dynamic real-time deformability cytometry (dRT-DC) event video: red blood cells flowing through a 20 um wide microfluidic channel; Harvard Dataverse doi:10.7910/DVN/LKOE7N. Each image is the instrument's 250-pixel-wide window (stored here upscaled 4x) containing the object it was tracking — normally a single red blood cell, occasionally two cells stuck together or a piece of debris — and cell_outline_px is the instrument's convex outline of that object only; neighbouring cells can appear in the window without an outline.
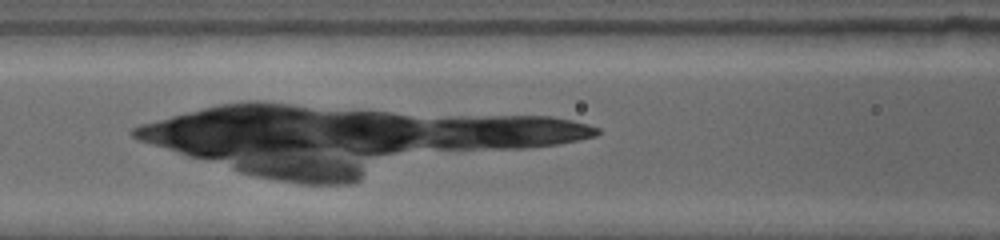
{"species": "common noctule bat (a hibernating species)", "species_latin": "Nyctalus noctula", "temperature_condition": "warm", "stored_images_in_passage": 6, "camera_frame_rate_fps": 4500, "um_per_image_px": 0.085, "animal": {"sex": "female", "body_mass_g": 19.0, "forearm_length_mm": 53.3}, "frame": {"image": 1, "passage_image": 6, "time_ms": 4.0, "image_size_px": [1000, 240], "cell_outline_px": [[984, 32], [976, 44], [936, 44], [860, 36], [848, 32], [848, 28], [984, 28]], "centroid_in_image_um": [78.54, 2.95], "position_along_channel_um": 88.1, "area_um2": 12.31}}